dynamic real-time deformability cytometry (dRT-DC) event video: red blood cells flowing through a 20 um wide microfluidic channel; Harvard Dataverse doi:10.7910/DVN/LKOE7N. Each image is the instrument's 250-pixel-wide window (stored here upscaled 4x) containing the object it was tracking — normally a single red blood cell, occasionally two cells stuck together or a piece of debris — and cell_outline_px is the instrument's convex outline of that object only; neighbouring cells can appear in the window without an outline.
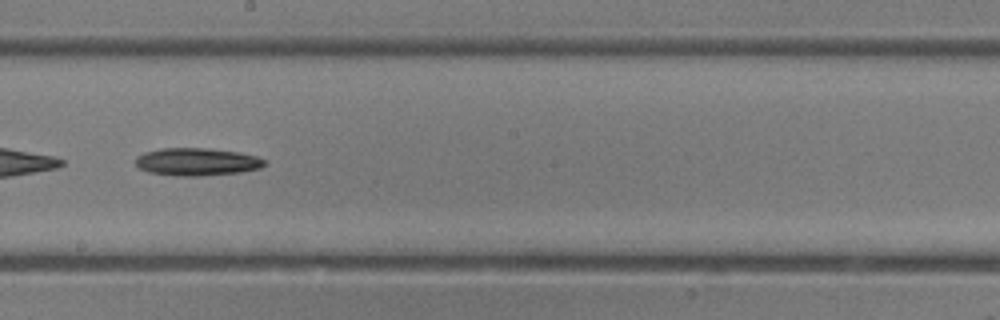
{"species": "common noctule bat (a hibernating species)", "species_latin": "Nyctalus noctula", "temperature_condition": "room temperature", "stored_images_in_passage": 30, "camera_frame_rate_fps": 3000, "um_per_image_px": 0.085, "animal": {"sex": "female"}, "frame": {"image": 1, "passage_image": 18, "time_ms": 5.667, "image_size_px": [1000, 320], "cell_outline_px": [[268, 164], [260, 168], [240, 172], [200, 176], [176, 176], [148, 172], [140, 168], [136, 164], [136, 156], [144, 152], [160, 148], [208, 148], [240, 152], [256, 156], [268, 160]], "centroid_in_image_um": [16.77, 13.75], "position_along_channel_um": 231.4, "area_um2": 21.04}}
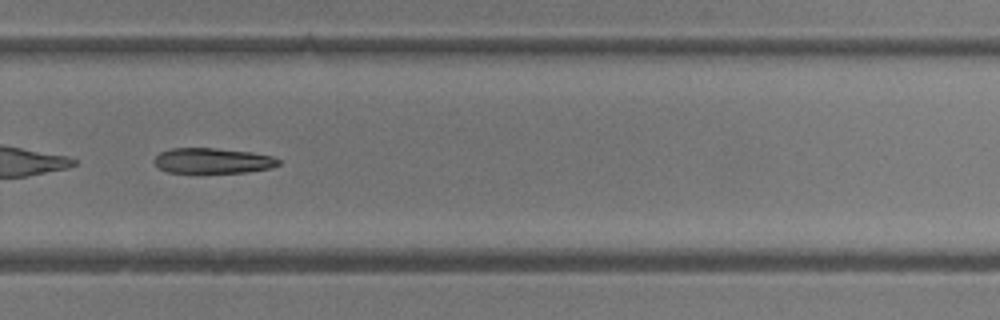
{"frame": {"image": 2, "passage_image": 22, "time_ms": 7.0, "image_size_px": [1000, 320], "cell_outline_px": [[280, 164], [272, 168], [248, 172], [168, 172], [160, 168], [152, 160], [160, 152], [172, 148], [216, 148], [252, 152], [272, 156], [280, 160]], "centroid_in_image_um": [18.11, 13.65], "position_along_channel_um": 311.7, "area_um2": 18.32}}